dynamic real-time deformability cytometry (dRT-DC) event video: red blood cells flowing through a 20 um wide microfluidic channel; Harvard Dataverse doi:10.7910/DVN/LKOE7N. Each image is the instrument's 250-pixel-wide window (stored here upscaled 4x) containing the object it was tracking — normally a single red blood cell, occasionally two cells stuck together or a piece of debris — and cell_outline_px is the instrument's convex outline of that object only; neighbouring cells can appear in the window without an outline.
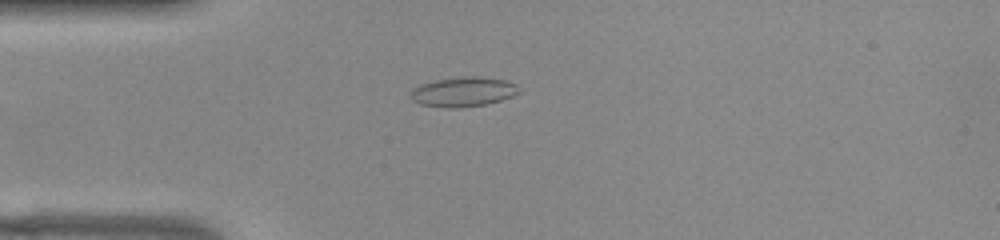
{"species": "common noctule bat (a hibernating species)", "species_latin": "Nyctalus noctula", "temperature_condition": "warm", "stored_images_in_passage": 48, "camera_frame_rate_fps": 3000, "um_per_image_px": 0.085, "animal": {"sex": "female", "body_mass_g": 22.0, "forearm_length_mm": 56.7}, "frame": {"image": 1, "passage_image": 9, "time_ms": 2.667, "image_size_px": [1000, 240], "cell_outline_px": [[520, 92], [512, 96], [500, 100], [484, 104], [452, 108], [420, 104], [412, 100], [412, 92], [420, 84], [436, 80], [464, 76], [476, 76], [504, 80], [516, 84], [520, 88]], "centroid_in_image_um": [39.41, 7.79], "position_along_channel_um": 45.6, "area_um2": 18.32}}
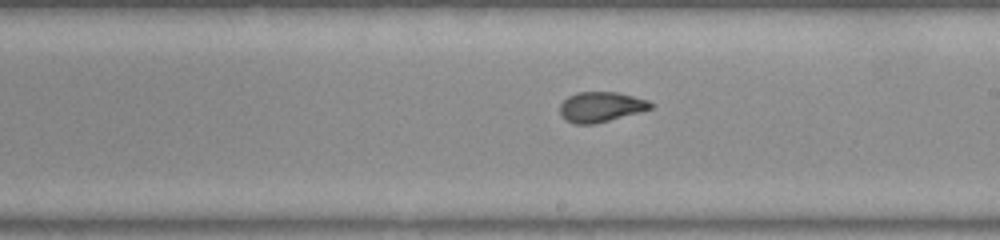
{"frame": {"image": 2, "passage_image": 25, "time_ms": 8.0, "image_size_px": [1000, 240], "cell_outline_px": [[652, 108], [596, 124], [576, 124], [568, 120], [560, 112], [560, 104], [568, 96], [576, 92], [616, 92], [648, 100], [652, 104]], "centroid_in_image_um": [51.06, 9.08], "position_along_channel_um": 237.9, "area_um2": 15.66}}
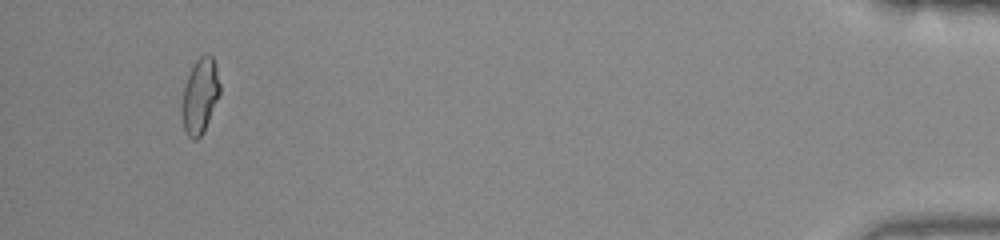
{"frame": {"image": 3, "passage_image": 45, "time_ms": 14.667, "image_size_px": [1000, 240], "cell_outline_px": [[220, 92], [208, 120], [200, 136], [196, 140], [192, 140], [188, 136], [184, 128], [180, 112], [180, 104], [184, 88], [188, 76], [196, 60], [204, 52], [212, 56], [216, 64], [220, 84]], "centroid_in_image_um": [16.97, 8.13], "position_along_channel_um": 418.2, "area_um2": 16.59}, "authors_computed_cell_mechanics": {"area_um2": 16.4441, "velocity_mm_per_s": 3.8843, "shape_relaxation_time_tau1_ms": null, "shape_relaxation_time_tau2_ms": 0.9526, "deformation_change_tau1": null, "deformation_change_tau2": 0.0681}}